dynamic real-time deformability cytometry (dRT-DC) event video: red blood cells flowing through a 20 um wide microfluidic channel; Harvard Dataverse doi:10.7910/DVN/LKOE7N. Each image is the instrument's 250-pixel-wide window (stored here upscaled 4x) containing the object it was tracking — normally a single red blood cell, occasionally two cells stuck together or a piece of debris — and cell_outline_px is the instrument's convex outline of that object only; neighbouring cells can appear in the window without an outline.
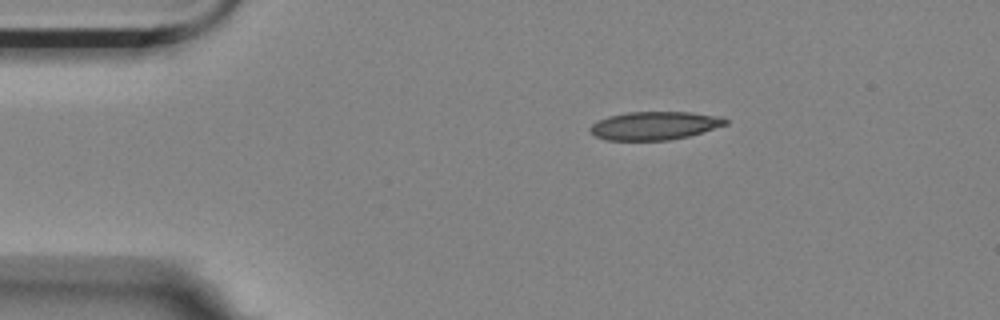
{"species": "Egyptian fruit bat (a non-hibernating species)", "species_latin": "Rousettus aegyptiacus", "temperature_condition": "room temperature", "stored_images_in_passage": 47, "camera_frame_rate_fps": 3000, "um_per_image_px": 0.085, "animal": {"sex": "female"}, "frame": {"image": 1, "passage_image": 1, "time_ms": 0.0, "image_size_px": [1000, 320], "cell_outline_px": [[728, 124], [688, 136], [668, 140], [608, 140], [596, 136], [588, 128], [592, 124], [608, 116], [628, 112], [692, 112], [720, 116], [728, 120]], "centroid_in_image_um": [55.66, 10.67], "position_along_channel_um": 29.3, "area_um2": 22.14}}
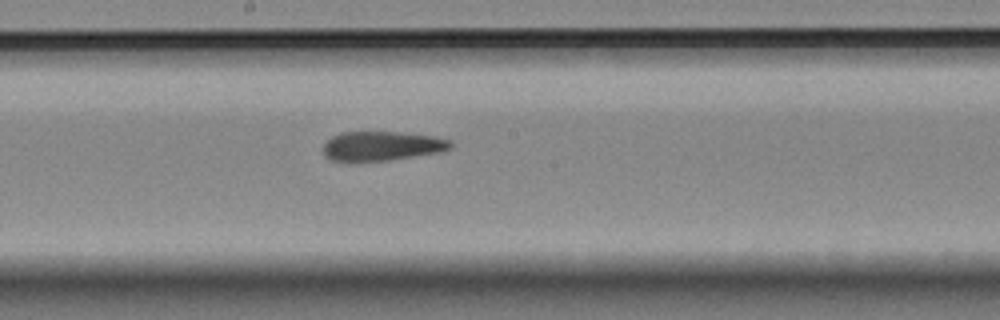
{"frame": {"image": 2, "passage_image": 21, "time_ms": 6.667, "image_size_px": [1000, 320], "cell_outline_px": [[452, 148], [440, 152], [388, 160], [332, 160], [324, 156], [324, 144], [332, 136], [340, 132], [396, 132], [436, 136], [452, 140]], "centroid_in_image_um": [32.5, 12.39], "position_along_channel_um": 215.7, "area_um2": 21.56}}
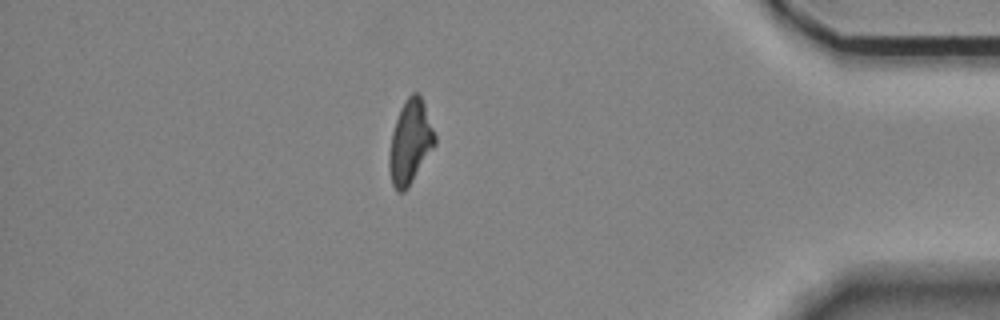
{"frame": {"image": 3, "passage_image": 40, "time_ms": 13.0, "image_size_px": [1000, 320], "cell_outline_px": [[436, 144], [408, 188], [404, 192], [396, 192], [392, 184], [388, 168], [388, 156], [392, 132], [400, 108], [404, 100], [412, 92], [416, 92], [420, 96], [424, 104], [436, 136]], "centroid_in_image_um": [34.85, 12.11], "position_along_channel_um": 400.4, "area_um2": 22.37}, "authors_computed_cell_mechanics": {"area_um2": 22.6576, "velocity_mm_per_s": 3.5207, "shape_relaxation_time_tau1_ms": null, "shape_relaxation_time_tau2_ms": 6.31, "deformation_change_tau1": null, "deformation_change_tau2": 0.1521}}